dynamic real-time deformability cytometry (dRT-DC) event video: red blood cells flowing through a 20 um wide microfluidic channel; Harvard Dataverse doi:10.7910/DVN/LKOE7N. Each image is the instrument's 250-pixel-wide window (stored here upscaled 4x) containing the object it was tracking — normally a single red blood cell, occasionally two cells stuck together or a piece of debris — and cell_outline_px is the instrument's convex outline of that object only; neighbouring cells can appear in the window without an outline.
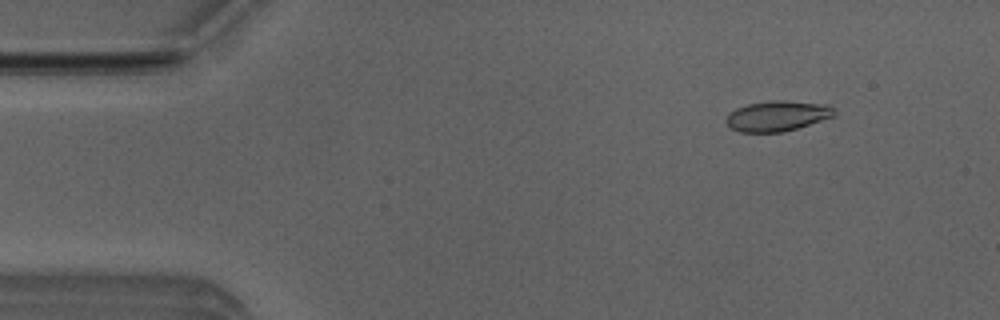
{"species": "Egyptian fruit bat (a non-hibernating species)", "species_latin": "Rousettus aegyptiacus", "temperature_condition": "room temperature", "stored_images_in_passage": 49, "camera_frame_rate_fps": 3000, "um_per_image_px": 0.085, "animal": {"sex": "male"}, "frame": {"image": 1, "passage_image": 4, "time_ms": 1.0, "image_size_px": [1000, 320], "cell_outline_px": [[836, 116], [784, 132], [740, 132], [732, 128], [724, 120], [728, 112], [736, 108], [748, 104], [772, 100], [784, 100], [828, 104], [836, 108]], "centroid_in_image_um": [66.1, 9.84], "position_along_channel_um": 18.9, "area_um2": 19.42}}
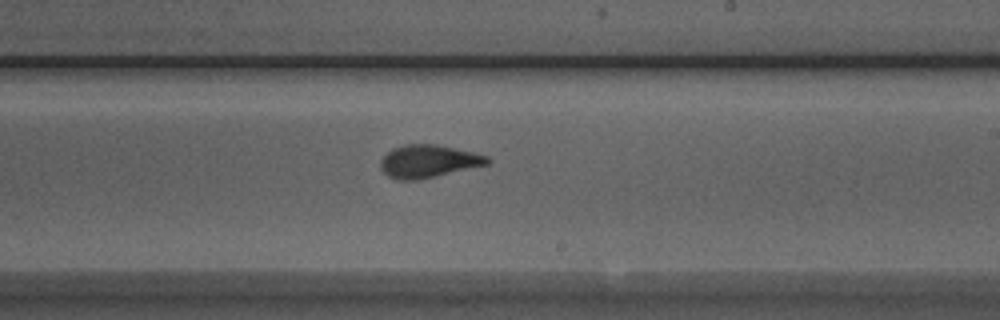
{"frame": {"image": 2, "passage_image": 28, "time_ms": 9.0, "image_size_px": [1000, 320], "cell_outline_px": [[492, 160], [488, 164], [416, 180], [396, 180], [388, 176], [380, 168], [380, 160], [392, 148], [404, 144], [436, 144], [472, 152], [488, 156]], "centroid_in_image_um": [36.38, 13.7], "position_along_channel_um": 252.6, "area_um2": 20.23}}
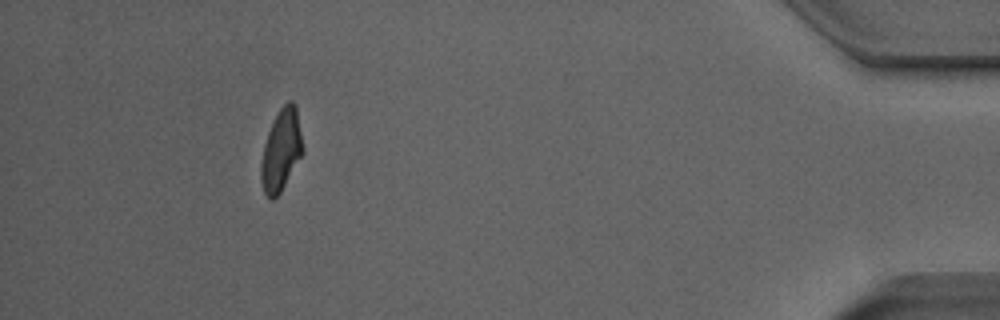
{"frame": {"image": 3, "passage_image": 45, "time_ms": 14.667, "image_size_px": [1000, 320], "cell_outline_px": [[304, 148], [300, 156], [280, 192], [272, 200], [268, 200], [264, 192], [260, 180], [260, 164], [264, 144], [268, 132], [280, 108], [288, 100], [292, 100], [296, 108]], "centroid_in_image_um": [23.87, 12.78], "position_along_channel_um": 411.3, "area_um2": 19.54}, "authors_computed_cell_mechanics": {"area_um2": 19.8832, "velocity_mm_per_s": 3.9753, "shape_relaxation_time_tau1_ms": 5.1533, "shape_relaxation_time_tau2_ms": 0.9425, "deformation_change_tau1": 0.1803, "deformation_change_tau2": 0.0567}}